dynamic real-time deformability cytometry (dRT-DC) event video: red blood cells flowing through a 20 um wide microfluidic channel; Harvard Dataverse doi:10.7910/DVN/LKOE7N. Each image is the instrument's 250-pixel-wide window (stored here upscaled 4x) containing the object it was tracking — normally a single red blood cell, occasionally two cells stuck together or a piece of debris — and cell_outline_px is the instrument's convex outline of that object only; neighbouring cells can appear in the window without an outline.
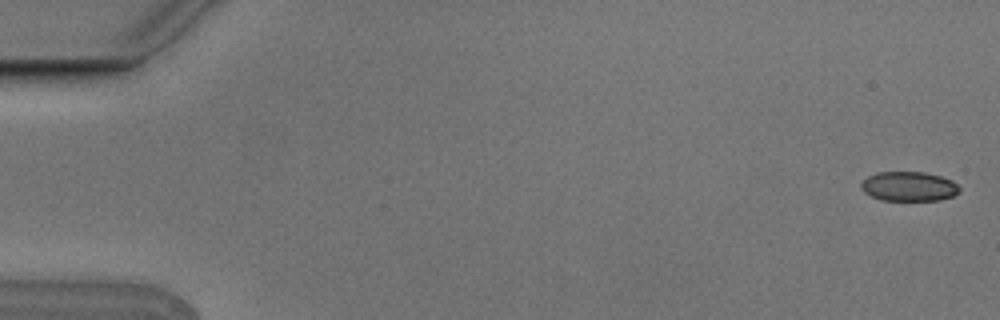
{"species": "Egyptian fruit bat (a non-hibernating species)", "species_latin": "Rousettus aegyptiacus", "temperature_condition": "cold", "stored_images_in_passage": 8, "camera_frame_rate_fps": 3000, "um_per_image_px": 0.085, "animal": {"sex": "male"}, "frame": {"image": 1, "passage_image": 1, "time_ms": 0.0, "image_size_px": [1000, 320], "cell_outline_px": [[960, 192], [952, 196], [940, 200], [880, 200], [864, 192], [860, 188], [860, 184], [868, 176], [876, 172], [924, 172], [940, 176], [952, 180], [960, 188]], "centroid_in_image_um": [77.25, 15.84], "position_along_channel_um": 7.8, "area_um2": 16.94}}
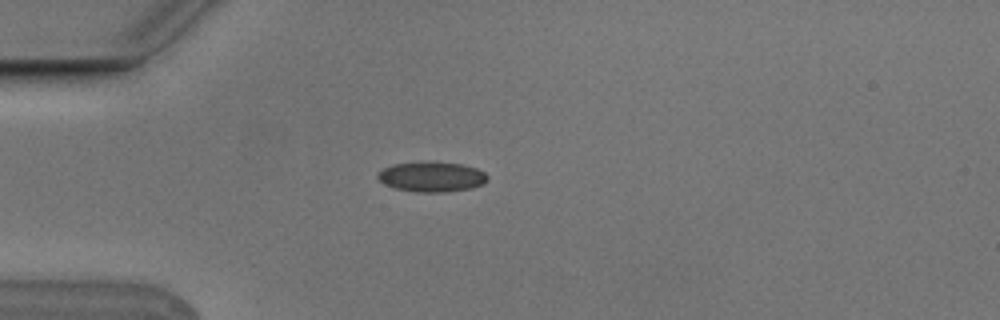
{"frame": {"image": 2, "passage_image": 5, "time_ms": 1.333, "image_size_px": [1000, 320], "cell_outline_px": [[488, 180], [484, 184], [472, 188], [448, 192], [416, 192], [396, 188], [384, 184], [376, 176], [384, 168], [392, 164], [420, 160], [436, 160], [460, 164], [476, 168], [484, 172], [488, 176]], "centroid_in_image_um": [36.71, 15.0], "position_along_channel_um": 48.3, "area_um2": 19.77}}
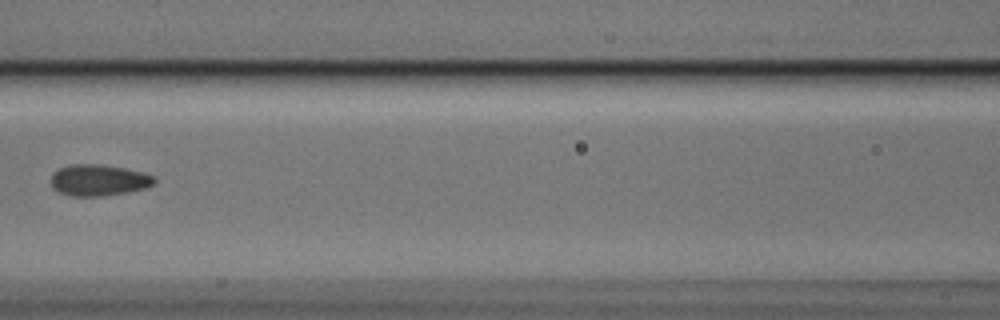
{"frame": {"image": 3, "passage_image": 8, "time_ms": 2.333, "image_size_px": [1000, 320], "cell_outline_px": [[156, 184], [144, 188], [128, 192], [104, 196], [72, 196], [60, 192], [52, 188], [52, 172], [60, 168], [72, 164], [96, 164], [124, 168], [156, 176]], "centroid_in_image_um": [8.4, 15.32], "position_along_channel_um": 158.2, "area_um2": 18.84}}